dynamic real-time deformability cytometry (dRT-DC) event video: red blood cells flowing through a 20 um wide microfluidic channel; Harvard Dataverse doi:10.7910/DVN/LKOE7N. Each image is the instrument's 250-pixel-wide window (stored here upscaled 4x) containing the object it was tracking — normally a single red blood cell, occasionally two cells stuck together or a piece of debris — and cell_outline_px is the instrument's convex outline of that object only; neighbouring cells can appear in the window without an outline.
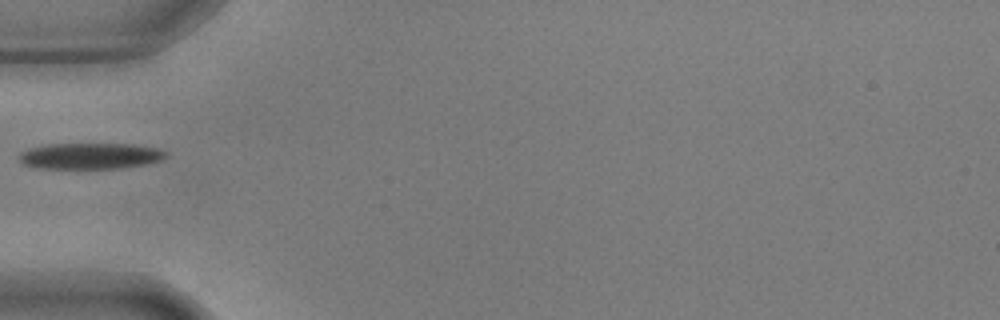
{"species": "common noctule bat (a hibernating species)", "species_latin": "Nyctalus noctula", "temperature_condition": "warm", "stored_images_in_passage": 37, "camera_frame_rate_fps": 3000, "um_per_image_px": 0.085, "animal": {"sex": "male", "body_mass_g": 17.9, "forearm_length_mm": 54.2}, "frame": {"image": 1, "passage_image": 1, "time_ms": 0.0, "image_size_px": [1000, 320], "cell_outline_px": [[168, 156], [160, 160], [148, 164], [120, 168], [36, 168], [20, 164], [16, 156], [20, 152], [28, 148], [48, 144], [132, 144], [156, 148], [168, 152]], "centroid_in_image_um": [7.61, 13.26], "position_along_channel_um": 77.4, "area_um2": 22.6}}
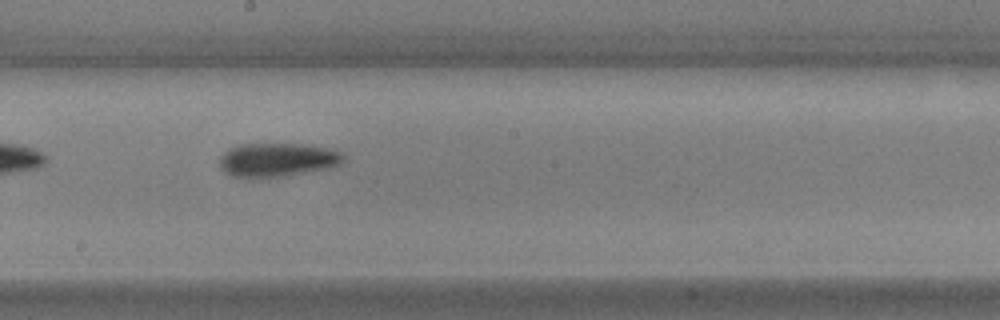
{"frame": {"image": 2, "passage_image": 13, "time_ms": 4.0, "image_size_px": [1000, 320], "cell_outline_px": [[344, 160], [340, 164], [328, 168], [288, 176], [260, 180], [248, 180], [232, 176], [224, 172], [220, 168], [220, 156], [224, 152], [240, 144], [308, 144], [328, 148], [344, 152]], "centroid_in_image_um": [23.56, 13.62], "position_along_channel_um": 224.6, "area_um2": 25.2}}
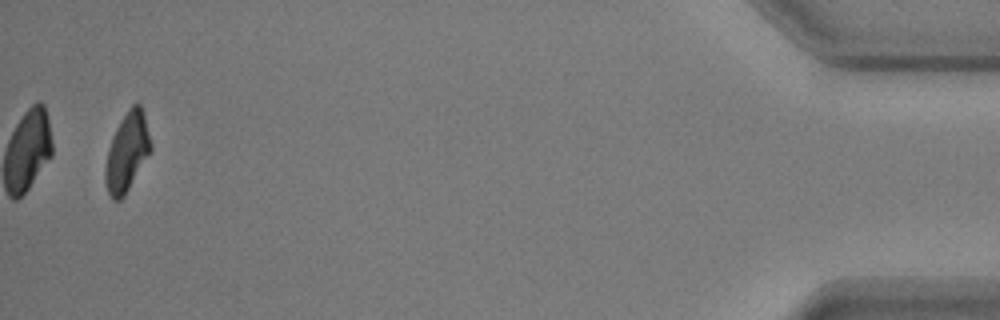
{"frame": {"image": 3, "passage_image": 36, "time_ms": 11.667, "image_size_px": [1000, 320], "cell_outline_px": [[152, 148], [124, 196], [120, 200], [112, 200], [108, 192], [104, 180], [104, 168], [108, 148], [116, 128], [120, 120], [128, 108], [132, 104], [140, 104], [144, 116], [152, 144]], "centroid_in_image_um": [10.77, 12.93], "position_along_channel_um": 424.4, "area_um2": 20.63}}